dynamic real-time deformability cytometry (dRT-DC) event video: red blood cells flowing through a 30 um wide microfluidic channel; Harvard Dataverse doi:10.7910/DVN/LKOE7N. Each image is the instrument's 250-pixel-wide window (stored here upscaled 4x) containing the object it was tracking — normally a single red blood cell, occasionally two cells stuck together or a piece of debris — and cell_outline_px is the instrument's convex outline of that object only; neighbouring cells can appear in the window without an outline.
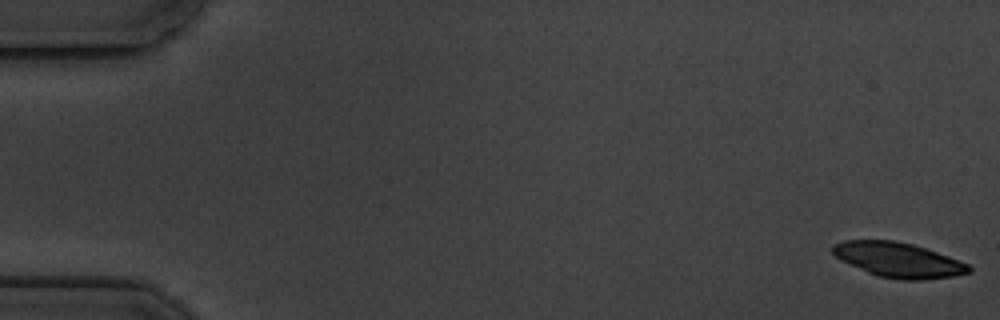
{"species": "common noctule bat (a hibernating species)", "species_latin": "Nyctalus noctula", "temperature_condition": "cold", "stored_images_in_passage": 7, "camera_frame_rate_fps": 3000, "um_per_image_px": 0.085, "animal": {"sex": "male", "body_mass_g": 19.5, "forearm_length_mm": 54.6}, "frame": {"image": 1, "passage_image": 1, "time_ms": 0.0, "image_size_px": [1000, 320], "cell_outline_px": [[972, 272], [952, 276], [920, 280], [900, 280], [880, 276], [868, 272], [836, 256], [832, 252], [832, 244], [844, 240], [892, 240], [912, 244], [948, 256], [968, 264], [972, 268]], "centroid_in_image_um": [76.38, 22.09], "position_along_channel_um": 8.6, "area_um2": 27.17}}